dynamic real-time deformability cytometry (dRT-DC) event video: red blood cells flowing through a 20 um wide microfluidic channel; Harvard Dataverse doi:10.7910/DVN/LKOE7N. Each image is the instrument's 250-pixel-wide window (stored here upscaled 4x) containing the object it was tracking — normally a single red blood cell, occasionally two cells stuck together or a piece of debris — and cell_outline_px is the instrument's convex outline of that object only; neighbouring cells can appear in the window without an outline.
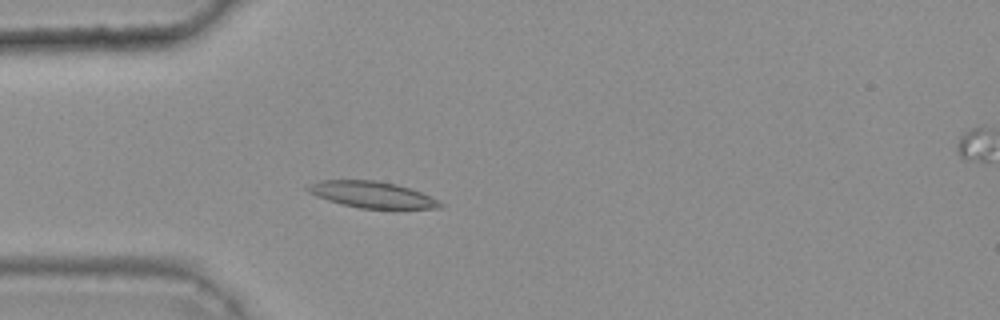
{"species": "common noctule bat (a hibernating species)", "species_latin": "Nyctalus noctula", "temperature_condition": "warm", "stored_images_in_passage": 44, "camera_frame_rate_fps": 3000, "um_per_image_px": 0.085, "animal": {"sex": "female", "body_mass_g": 25.1}, "frame": {"image": 1, "passage_image": 15, "time_ms": 4.667, "image_size_px": [1000, 320], "cell_outline_px": [[444, 204], [440, 208], [360, 208], [328, 200], [316, 196], [308, 192], [304, 188], [308, 184], [320, 180], [376, 180], [396, 184], [420, 192], [440, 200]], "centroid_in_image_um": [31.59, 16.53], "position_along_channel_um": 53.4, "area_um2": 20.17}}
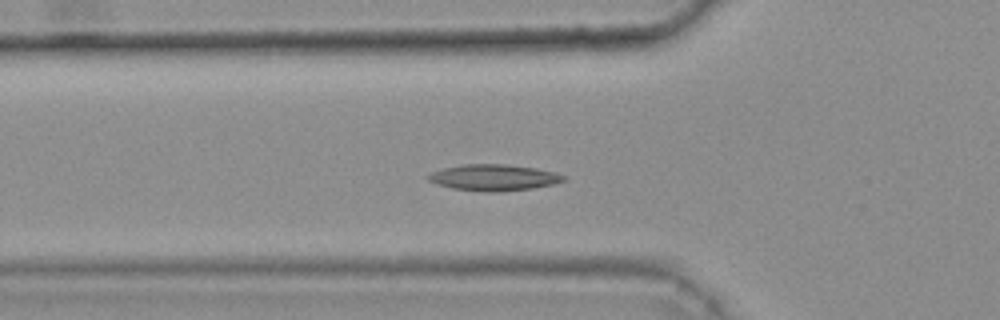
{"frame": {"image": 2, "passage_image": 18, "time_ms": 5.667, "image_size_px": [1000, 320], "cell_outline_px": [[568, 180], [556, 184], [532, 188], [496, 192], [484, 192], [452, 188], [436, 184], [428, 180], [424, 176], [432, 172], [444, 168], [464, 164], [508, 164], [536, 168], [568, 176]], "centroid_in_image_um": [41.99, 15.09], "position_along_channel_um": 83.8, "area_um2": 20.92}}
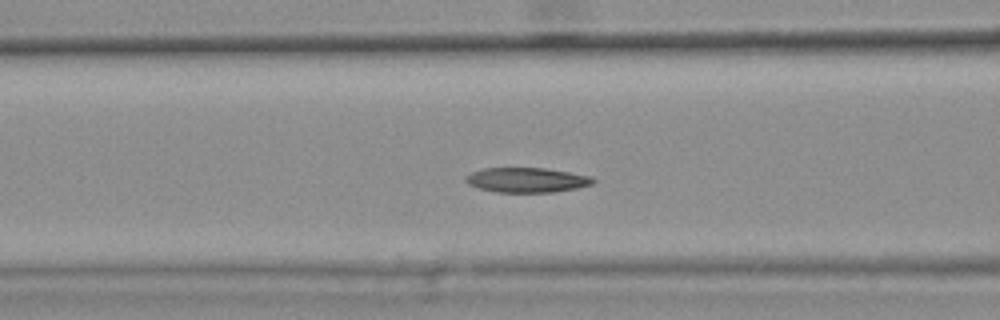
{"frame": {"image": 3, "passage_image": 21, "time_ms": 6.667, "image_size_px": [1000, 320], "cell_outline_px": [[596, 180], [592, 184], [576, 188], [552, 192], [496, 192], [480, 188], [468, 184], [464, 180], [464, 176], [472, 172], [484, 168], [544, 168], [592, 176]], "centroid_in_image_um": [44.76, 15.29], "position_along_channel_um": 121.8, "area_um2": 18.32}, "authors_computed_cell_mechanics": {"area_um2": 19.5653, "velocity_mm_per_s": 3.7733, "shape_relaxation_time_tau1_ms": null, "shape_relaxation_time_tau2_ms": 3.4307, "deformation_change_tau1": null, "deformation_change_tau2": 0.1014}}